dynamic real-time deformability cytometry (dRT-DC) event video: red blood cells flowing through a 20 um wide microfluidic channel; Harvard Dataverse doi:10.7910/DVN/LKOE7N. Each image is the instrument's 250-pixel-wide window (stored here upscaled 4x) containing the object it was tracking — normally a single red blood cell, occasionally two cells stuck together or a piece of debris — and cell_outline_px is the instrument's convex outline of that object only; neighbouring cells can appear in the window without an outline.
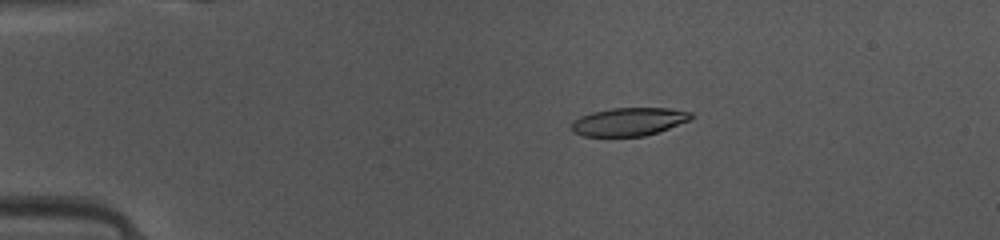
{"species": "common noctule bat (a hibernating species)", "species_latin": "Nyctalus noctula", "temperature_condition": "warm", "stored_images_in_passage": 48, "camera_frame_rate_fps": 3000, "um_per_image_px": 0.085, "animal": {"sex": "female", "body_mass_g": 10.0, "forearm_length_mm": 53.1}, "frame": {"image": 1, "passage_image": 10, "time_ms": 3.0, "image_size_px": [1000, 240], "cell_outline_px": [[692, 116], [688, 120], [668, 128], [644, 136], [584, 136], [572, 132], [572, 120], [580, 116], [592, 112], [612, 108], [668, 108], [692, 112]], "centroid_in_image_um": [53.4, 10.34], "position_along_channel_um": 31.6, "area_um2": 19.42}}
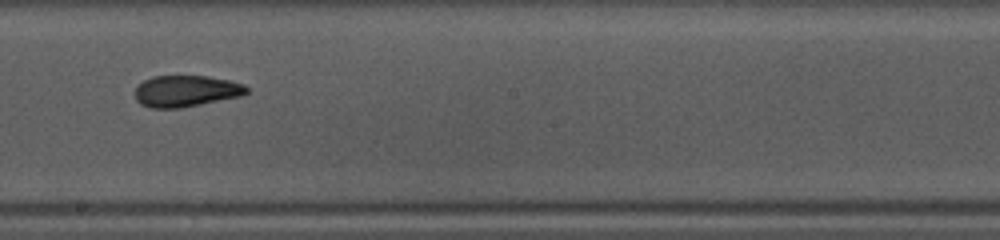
{"frame": {"image": 2, "passage_image": 28, "time_ms": 9.0, "image_size_px": [1000, 240], "cell_outline_px": [[248, 92], [244, 96], [180, 108], [148, 108], [140, 104], [136, 100], [136, 88], [144, 80], [152, 76], [208, 76], [228, 80], [244, 84], [248, 88]], "centroid_in_image_um": [15.83, 7.75], "position_along_channel_um": 232.4, "area_um2": 20.58}}
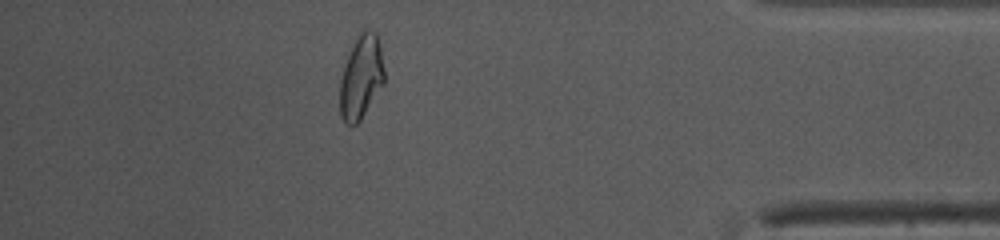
{"frame": {"image": 3, "passage_image": 43, "time_ms": 14.0, "image_size_px": [1000, 240], "cell_outline_px": [[384, 84], [360, 120], [352, 128], [344, 124], [340, 116], [340, 80], [348, 56], [356, 36], [364, 28], [368, 28], [376, 32], [380, 44], [384, 68]], "centroid_in_image_um": [30.7, 6.56], "position_along_channel_um": 404.5, "area_um2": 21.91}, "authors_computed_cell_mechanics": {"area_um2": 20.4901, "velocity_mm_per_s": 4.1398, "shape_relaxation_time_tau1_ms": 6.3967, "shape_relaxation_time_tau2_ms": 2.782, "deformation_change_tau1": 0.2209, "deformation_change_tau2": 0.0666}}